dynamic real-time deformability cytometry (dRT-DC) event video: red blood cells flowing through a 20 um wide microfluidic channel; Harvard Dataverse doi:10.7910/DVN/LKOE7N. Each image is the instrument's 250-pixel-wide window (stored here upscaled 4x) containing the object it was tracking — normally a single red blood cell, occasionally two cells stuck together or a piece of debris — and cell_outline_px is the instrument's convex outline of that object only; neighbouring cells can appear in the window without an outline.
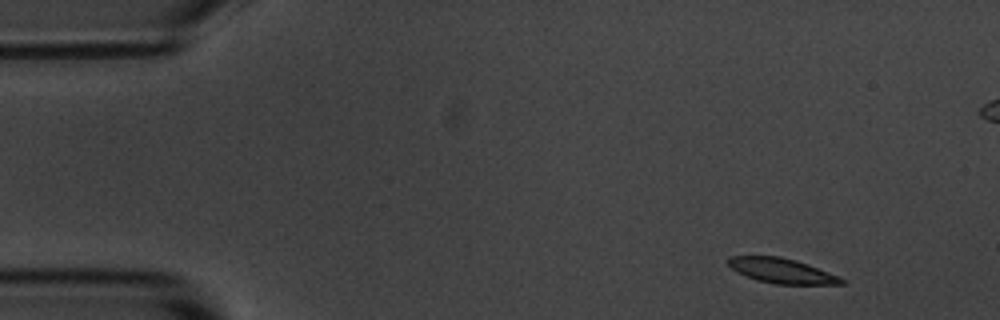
{"species": "common noctule bat (a hibernating species)", "species_latin": "Nyctalus noctula", "temperature_condition": "room temperature", "stored_images_in_passage": 4, "camera_frame_rate_fps": 3000, "um_per_image_px": 0.085, "animal": {"sex": "male", "body_mass_g": 20.1, "forearm_length_mm": 53.5}, "frame": {"image": 1, "passage_image": 1, "time_ms": 0.0, "image_size_px": [1000, 320], "cell_outline_px": [[844, 284], [776, 284], [756, 280], [736, 272], [728, 264], [728, 256], [780, 256], [796, 260], [808, 264], [840, 276], [844, 280]], "centroid_in_image_um": [66.45, 23.01], "position_along_channel_um": 18.6, "area_um2": 16.47}}